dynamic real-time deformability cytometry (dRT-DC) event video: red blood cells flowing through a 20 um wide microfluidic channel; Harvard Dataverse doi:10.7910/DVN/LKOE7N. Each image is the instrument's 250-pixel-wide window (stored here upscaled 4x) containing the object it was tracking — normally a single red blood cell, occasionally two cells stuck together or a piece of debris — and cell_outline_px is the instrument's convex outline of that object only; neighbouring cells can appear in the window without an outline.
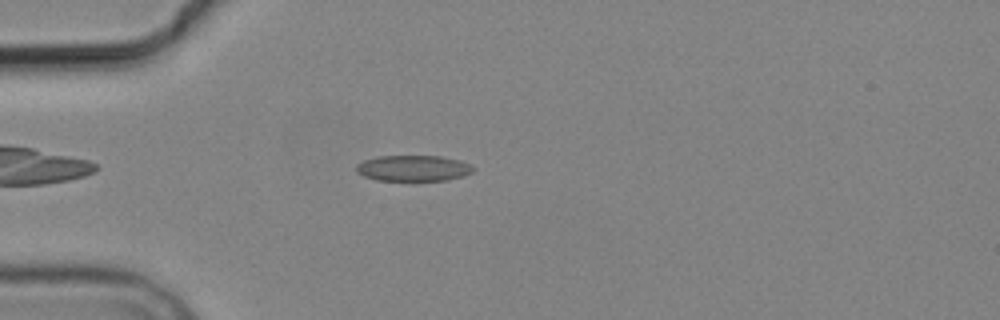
{"species": "common noctule bat (a hibernating species)", "species_latin": "Nyctalus noctula", "temperature_condition": "cold", "stored_images_in_passage": 6, "camera_frame_rate_fps": 3000, "um_per_image_px": 0.085, "animal": {"sex": "male", "body_mass_g": 19.2, "forearm_length_mm": 51.8}, "frame": {"image": 1, "passage_image": 3, "time_ms": 2.667, "image_size_px": [1000, 320], "cell_outline_px": [[476, 168], [472, 172], [464, 176], [448, 180], [376, 180], [364, 176], [356, 172], [356, 164], [364, 160], [380, 156], [440, 156], [460, 160]], "centroid_in_image_um": [35.13, 14.3], "position_along_channel_um": 49.9, "area_um2": 17.63}}
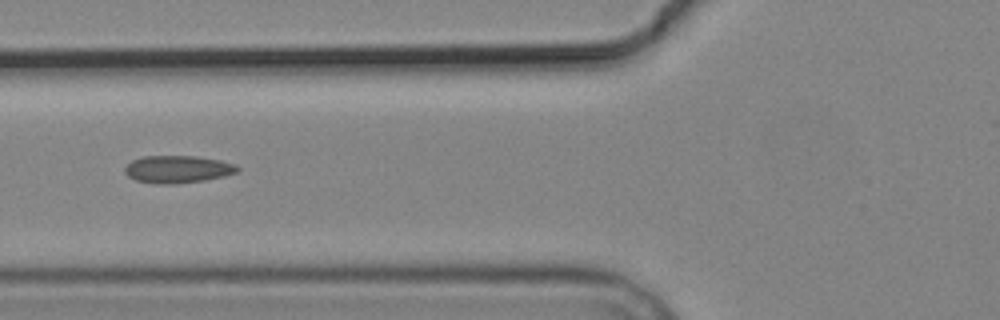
{"frame": {"image": 2, "passage_image": 5, "time_ms": 4.667, "image_size_px": [1000, 320], "cell_outline_px": [[240, 168], [236, 172], [224, 176], [204, 180], [172, 184], [156, 184], [136, 180], [128, 176], [124, 172], [124, 168], [132, 160], [144, 156], [196, 156], [220, 160], [236, 164]], "centroid_in_image_um": [15.09, 14.38], "position_along_channel_um": 110.7, "area_um2": 17.98}}
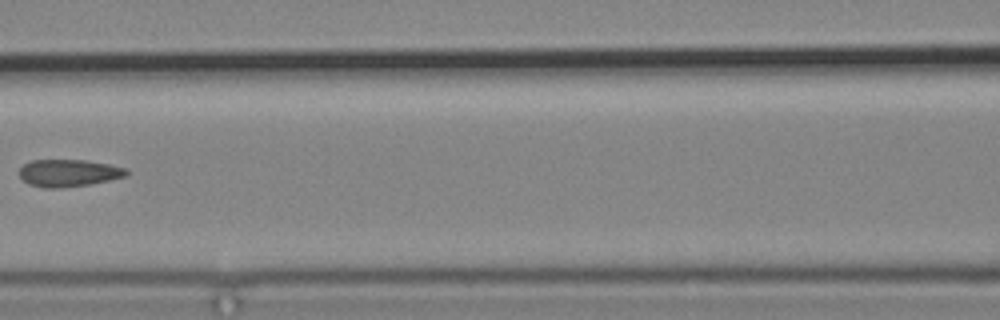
{"frame": {"image": 3, "passage_image": 6, "time_ms": 6.0, "image_size_px": [1000, 320], "cell_outline_px": [[128, 176], [88, 184], [60, 188], [44, 188], [28, 184], [20, 176], [20, 168], [24, 164], [32, 160], [84, 160], [108, 164], [128, 168]], "centroid_in_image_um": [5.84, 14.7], "position_along_channel_um": 160.8, "area_um2": 16.94}}